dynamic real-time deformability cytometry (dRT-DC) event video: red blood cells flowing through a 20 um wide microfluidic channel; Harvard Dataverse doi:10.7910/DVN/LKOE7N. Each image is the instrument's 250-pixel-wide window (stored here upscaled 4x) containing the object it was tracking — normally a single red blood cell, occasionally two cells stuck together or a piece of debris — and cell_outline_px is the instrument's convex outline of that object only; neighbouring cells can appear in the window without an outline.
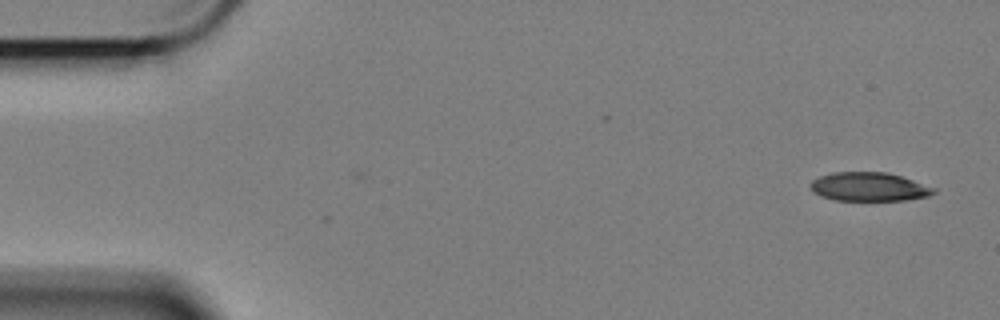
{"species": "Egyptian fruit bat (a non-hibernating species)", "species_latin": "Rousettus aegyptiacus", "temperature_condition": "cold", "stored_images_in_passage": 2, "camera_frame_rate_fps": 3000, "um_per_image_px": 0.085, "animal": {"sex": "female"}, "frame": {"image": 1, "passage_image": 1, "time_ms": 0.0, "image_size_px": [1000, 320], "cell_outline_px": [[936, 192], [928, 196], [904, 200], [836, 200], [820, 196], [808, 184], [812, 180], [820, 176], [832, 172], [888, 172], [936, 188]], "centroid_in_image_um": [73.86, 15.87], "position_along_channel_um": 11.1, "area_um2": 20.52}}